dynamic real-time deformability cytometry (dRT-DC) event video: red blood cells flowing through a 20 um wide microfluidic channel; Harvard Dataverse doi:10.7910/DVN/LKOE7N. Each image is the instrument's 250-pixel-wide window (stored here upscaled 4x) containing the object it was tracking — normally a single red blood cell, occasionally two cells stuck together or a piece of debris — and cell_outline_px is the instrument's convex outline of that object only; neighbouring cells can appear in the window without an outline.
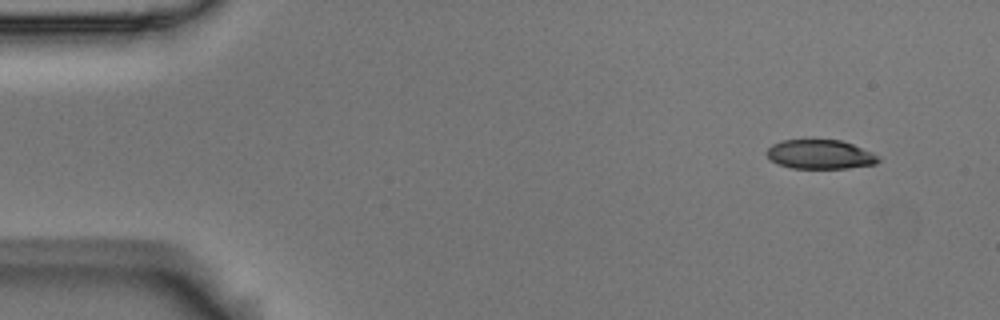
{"species": "Egyptian fruit bat (a non-hibernating species)", "species_latin": "Rousettus aegyptiacus", "temperature_condition": "room temperature", "stored_images_in_passage": 5, "camera_frame_rate_fps": 3000, "um_per_image_px": 0.085, "animal": {"sex": "male"}, "frame": {"image": 1, "passage_image": 2, "time_ms": 0.333, "image_size_px": [1000, 320], "cell_outline_px": [[880, 160], [876, 164], [848, 168], [792, 168], [776, 164], [764, 152], [772, 144], [784, 140], [840, 140], [852, 144], [872, 152]], "centroid_in_image_um": [69.68, 13.13], "position_along_channel_um": 15.3, "area_um2": 18.9}}
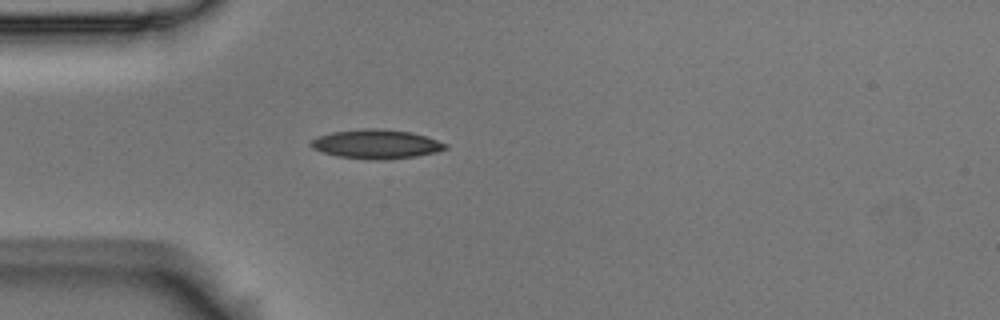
{"frame": {"image": 2, "passage_image": 5, "time_ms": 1.333, "image_size_px": [1000, 320], "cell_outline_px": [[448, 148], [436, 152], [416, 156], [384, 160], [376, 160], [336, 156], [312, 148], [308, 144], [316, 136], [332, 132], [364, 128], [380, 128], [408, 132], [424, 136], [448, 144]], "centroid_in_image_um": [31.95, 12.25], "position_along_channel_um": 53.0, "area_um2": 22.77}}